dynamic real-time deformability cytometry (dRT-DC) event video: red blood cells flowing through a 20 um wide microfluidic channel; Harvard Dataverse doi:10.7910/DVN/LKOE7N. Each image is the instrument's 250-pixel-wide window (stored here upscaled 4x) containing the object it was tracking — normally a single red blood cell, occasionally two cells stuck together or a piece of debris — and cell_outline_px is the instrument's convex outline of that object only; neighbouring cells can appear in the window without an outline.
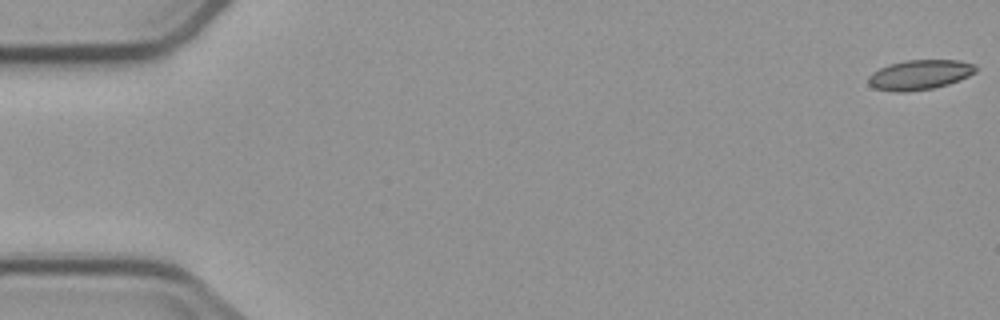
{"species": "common noctule bat (a hibernating species)", "species_latin": "Nyctalus noctula", "temperature_condition": "cold", "stored_images_in_passage": 4, "segment_of_instrument_passage": [2, 2], "camera_frame_rate_fps": 3000, "um_per_image_px": 0.085, "animal": {"sex": "male", "body_mass_g": 23.1, "forearm_length_mm": 52.7}, "frame": {"image": 1, "passage_image": 4, "time_ms": 4.333, "image_size_px": [1000, 320], "cell_outline_px": [[976, 72], [960, 80], [948, 84], [932, 88], [908, 92], [892, 92], [872, 88], [868, 84], [868, 76], [872, 72], [880, 68], [892, 64], [908, 60], [956, 60], [976, 64]], "centroid_in_image_um": [78.15, 6.37], "position_along_channel_um": 6.8, "area_um2": 18.73}}